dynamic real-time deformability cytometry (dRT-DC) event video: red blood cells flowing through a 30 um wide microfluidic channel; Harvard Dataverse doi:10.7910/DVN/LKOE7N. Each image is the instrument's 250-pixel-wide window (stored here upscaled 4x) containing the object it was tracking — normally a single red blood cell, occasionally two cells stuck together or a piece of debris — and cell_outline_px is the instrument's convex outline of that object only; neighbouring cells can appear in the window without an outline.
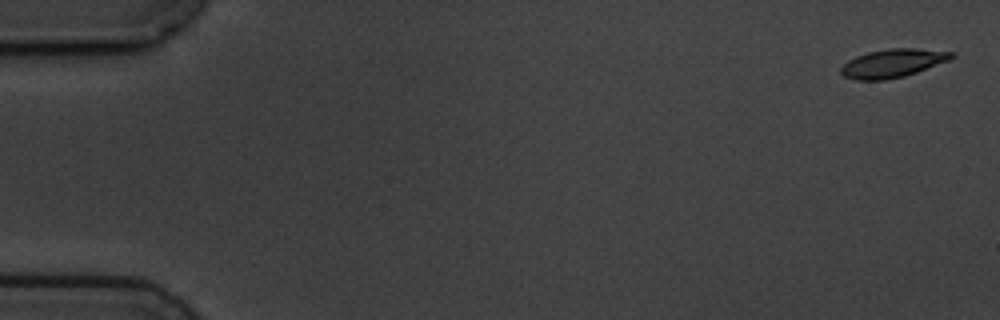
{"species": "common noctule bat (a hibernating species)", "species_latin": "Nyctalus noctula", "temperature_condition": "cold", "stored_images_in_passage": 5, "camera_frame_rate_fps": 3000, "um_per_image_px": 0.085, "animal": {"sex": "male", "body_mass_g": 19.5, "forearm_length_mm": 54.6}, "frame": {"image": 1, "passage_image": 1, "time_ms": 0.0, "image_size_px": [1000, 320], "cell_outline_px": [[956, 56], [948, 60], [916, 72], [904, 76], [884, 80], [856, 80], [844, 76], [840, 72], [840, 68], [848, 60], [856, 56], [868, 52], [888, 48], [916, 48], [956, 52]], "centroid_in_image_um": [75.88, 5.36], "position_along_channel_um": 9.1, "area_um2": 18.26}}